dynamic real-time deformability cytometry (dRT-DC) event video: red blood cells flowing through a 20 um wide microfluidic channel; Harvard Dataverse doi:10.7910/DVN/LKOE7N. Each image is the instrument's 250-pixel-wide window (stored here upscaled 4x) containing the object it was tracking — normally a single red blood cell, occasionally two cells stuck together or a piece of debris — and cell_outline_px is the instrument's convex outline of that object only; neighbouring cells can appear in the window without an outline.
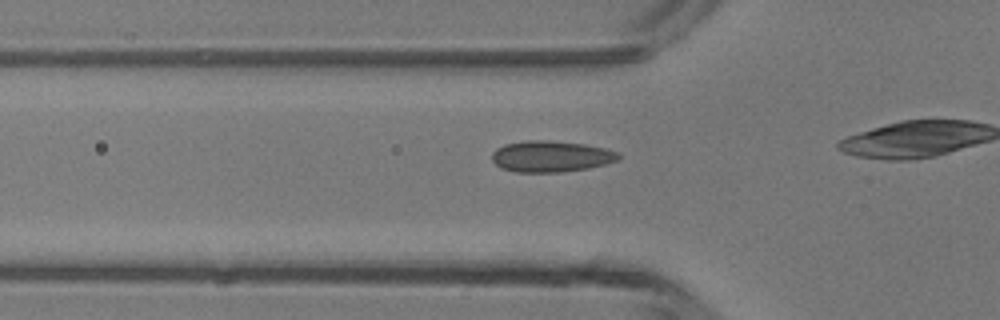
{"species": "common noctule bat (a hibernating species)", "species_latin": "Nyctalus noctula", "temperature_condition": "room temperature", "stored_images_in_passage": 18, "camera_frame_rate_fps": 3000, "um_per_image_px": 0.085, "animal": {"sex": "male", "body_mass_g": 13.3}, "frame": {"image": 1, "passage_image": 13, "time_ms": 4.0, "image_size_px": [1000, 320], "cell_outline_px": [[620, 160], [588, 168], [564, 172], [516, 172], [500, 168], [492, 160], [492, 152], [496, 148], [504, 144], [524, 140], [548, 140], [584, 144], [604, 148], [620, 152]], "centroid_in_image_um": [46.82, 13.29], "position_along_channel_um": 79.0, "area_um2": 23.24}}
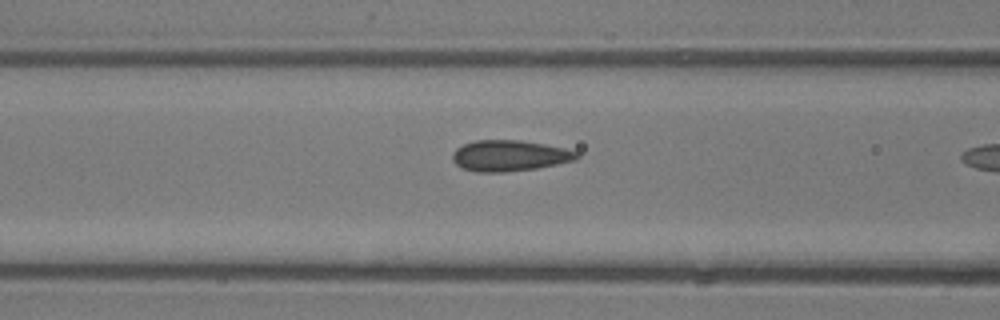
{"frame": {"image": 2, "passage_image": 16, "time_ms": 5.0, "image_size_px": [1000, 320], "cell_outline_px": [[580, 156], [576, 160], [536, 168], [504, 172], [476, 172], [460, 168], [452, 160], [452, 152], [456, 148], [464, 144], [476, 140], [520, 140], [544, 144], [564, 148], [580, 152]], "centroid_in_image_um": [43.29, 13.23], "position_along_channel_um": 123.3, "area_um2": 22.54}}